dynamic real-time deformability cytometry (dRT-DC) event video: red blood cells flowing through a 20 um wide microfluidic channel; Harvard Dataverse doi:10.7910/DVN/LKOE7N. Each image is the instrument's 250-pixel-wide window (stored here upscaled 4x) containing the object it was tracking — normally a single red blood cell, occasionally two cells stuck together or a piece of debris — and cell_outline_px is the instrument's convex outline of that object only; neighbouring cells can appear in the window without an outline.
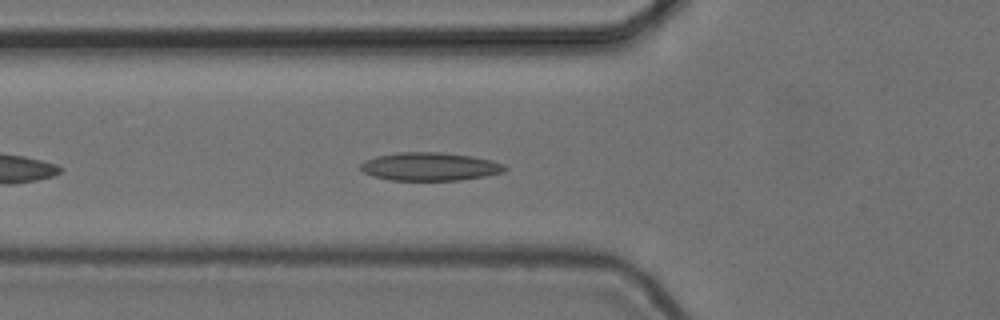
{"species": "common noctule bat (a hibernating species)", "species_latin": "Nyctalus noctula", "temperature_condition": "cold", "stored_images_in_passage": 41, "camera_frame_rate_fps": 3000, "um_per_image_px": 0.085, "animal": {"sex": "female", "body_mass_g": 24.6, "forearm_length_mm": 56.2}, "frame": {"image": 1, "passage_image": 7, "time_ms": 2.0, "image_size_px": [1000, 320], "cell_outline_px": [[508, 168], [504, 172], [484, 176], [460, 180], [388, 180], [372, 176], [364, 172], [360, 168], [360, 164], [364, 160], [376, 156], [396, 152], [440, 152], [472, 156], [492, 160], [504, 164]], "centroid_in_image_um": [36.53, 14.15], "position_along_channel_um": 89.3, "area_um2": 23.87}}
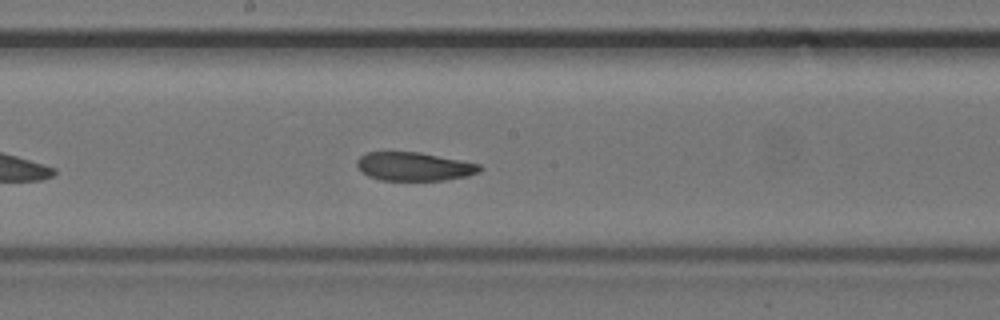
{"frame": {"image": 2, "passage_image": 17, "time_ms": 5.333, "image_size_px": [1000, 320], "cell_outline_px": [[484, 168], [480, 172], [468, 176], [444, 180], [380, 180], [368, 176], [360, 172], [356, 168], [356, 160], [360, 156], [368, 152], [420, 152], [480, 164]], "centroid_in_image_um": [35.18, 14.16], "position_along_channel_um": 213.0, "area_um2": 20.63}}
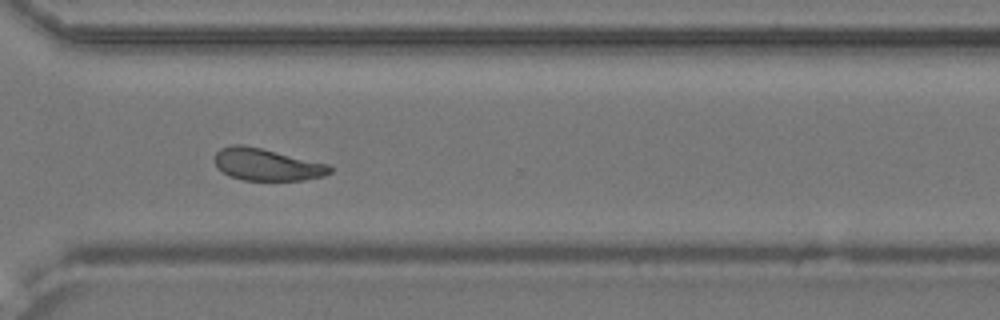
{"frame": {"image": 3, "passage_image": 28, "time_ms": 9.0, "image_size_px": [1000, 320], "cell_outline_px": [[332, 172], [324, 176], [304, 180], [240, 180], [228, 176], [216, 168], [216, 152], [220, 148], [232, 144], [240, 144], [260, 148], [328, 164], [332, 168]], "centroid_in_image_um": [22.65, 14.0], "position_along_channel_um": 347.9, "area_um2": 21.5}, "authors_computed_cell_mechanics": {"area_um2": 21.2704, "velocity_mm_per_s": 3.6842, "shape_relaxation_time_tau1_ms": null, "shape_relaxation_time_tau2_ms": 4.4495, "deformation_change_tau1": null, "deformation_change_tau2": 0.109}}